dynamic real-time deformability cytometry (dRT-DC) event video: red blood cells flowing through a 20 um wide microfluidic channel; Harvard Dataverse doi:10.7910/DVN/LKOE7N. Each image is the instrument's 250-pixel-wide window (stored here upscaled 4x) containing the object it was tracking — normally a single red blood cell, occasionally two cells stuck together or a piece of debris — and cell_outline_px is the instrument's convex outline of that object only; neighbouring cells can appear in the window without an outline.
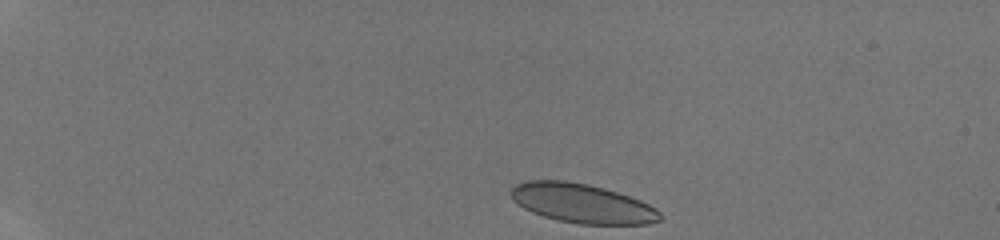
{"species": "human", "species_latin": "Homo sapiens", "temperature_condition": "room temperature", "stored_images_in_passage": 44, "camera_frame_rate_fps": 3000, "um_per_image_px": 0.085, "donor": {"sex": "male"}, "frame": {"image": 1, "passage_image": 1, "time_ms": 0.0, "image_size_px": [1000, 240], "cell_outline_px": [[660, 220], [644, 224], [576, 224], [556, 220], [532, 212], [524, 208], [512, 200], [508, 192], [516, 184], [528, 180], [564, 180], [588, 184], [604, 188], [640, 200], [656, 208], [660, 212]], "centroid_in_image_um": [49.43, 17.28], "position_along_channel_um": 35.6, "area_um2": 34.1}}
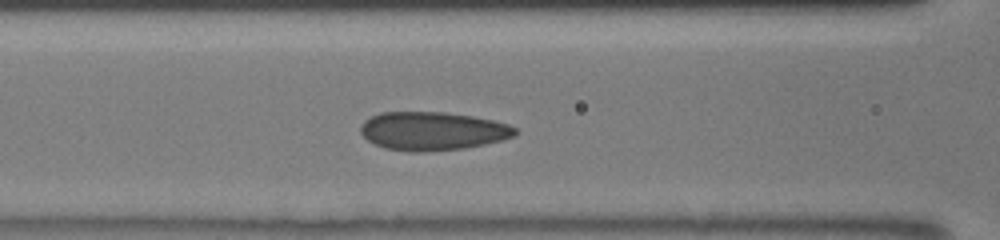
{"frame": {"image": 2, "passage_image": 18, "time_ms": 4.667, "image_size_px": [1000, 240], "cell_outline_px": [[520, 132], [516, 136], [504, 140], [464, 148], [424, 152], [412, 152], [384, 148], [368, 140], [360, 132], [360, 128], [364, 120], [380, 112], [444, 112], [472, 116], [492, 120], [508, 124], [516, 128]], "centroid_in_image_um": [36.8, 11.14], "position_along_channel_um": 129.8, "area_um2": 34.8}}
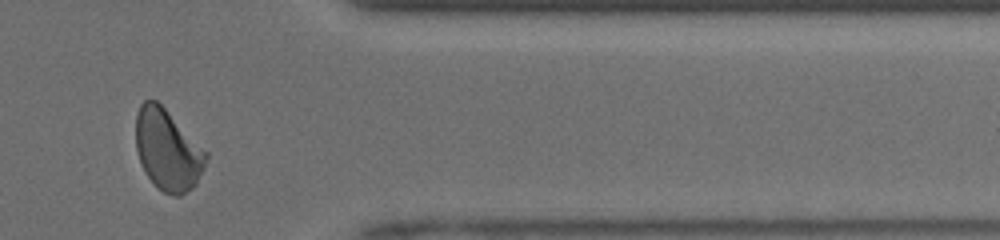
{"frame": {"image": 3, "passage_image": 39, "time_ms": 11.333, "image_size_px": [1000, 240], "cell_outline_px": [[208, 156], [204, 168], [196, 184], [192, 188], [180, 196], [172, 196], [164, 192], [144, 172], [136, 148], [136, 112], [140, 104], [144, 100], [156, 100], [208, 152]], "centroid_in_image_um": [14.25, 12.74], "position_along_channel_um": 397.1, "area_um2": 32.89}, "authors_computed_cell_mechanics": {"area_um2": 33.7841, "velocity_mm_per_s": 4.1326, "shape_relaxation_time_tau1_ms": 5.0383, "shape_relaxation_time_tau2_ms": 0.7496, "deformation_change_tau1": 0.1453, "deformation_change_tau2": 0.0454}}